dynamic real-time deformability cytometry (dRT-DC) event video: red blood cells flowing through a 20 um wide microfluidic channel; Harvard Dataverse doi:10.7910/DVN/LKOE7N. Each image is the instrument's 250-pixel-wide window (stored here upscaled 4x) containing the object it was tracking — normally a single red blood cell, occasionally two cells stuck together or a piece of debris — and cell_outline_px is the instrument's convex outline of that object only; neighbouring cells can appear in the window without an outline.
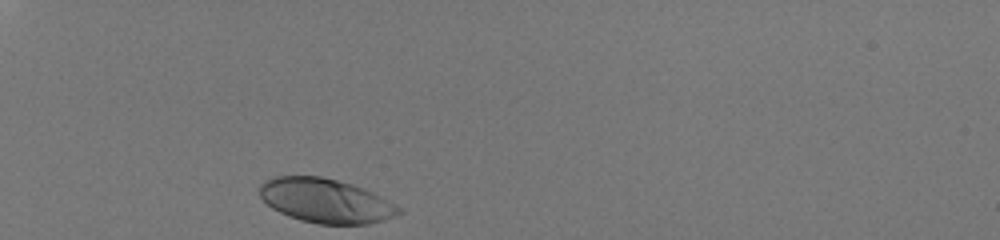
{"species": "human", "species_latin": "Homo sapiens", "temperature_condition": "room temperature", "stored_images_in_passage": 29, "camera_frame_rate_fps": 3000, "um_per_image_px": 0.085, "donor": {"sex": "male"}, "frame": {"image": 1, "passage_image": 1, "time_ms": 0.0, "image_size_px": [1000, 240], "cell_outline_px": [[404, 212], [396, 216], [384, 220], [368, 224], [316, 224], [300, 220], [288, 216], [272, 208], [260, 196], [260, 184], [276, 176], [320, 176], [352, 184], [364, 188], [396, 204]], "centroid_in_image_um": [27.72, 17.07], "position_along_channel_um": 57.3, "area_um2": 35.84}}
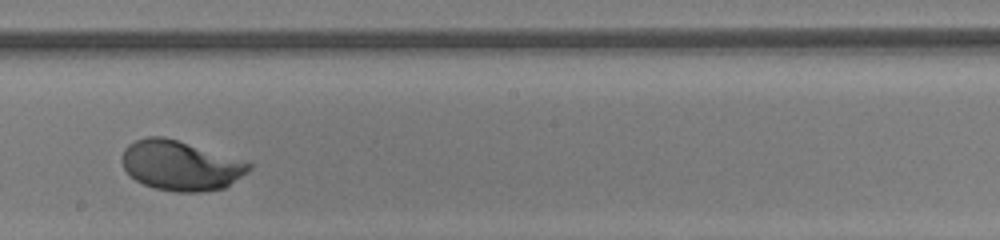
{"frame": {"image": 2, "passage_image": 17, "time_ms": 5.333, "image_size_px": [1000, 240], "cell_outline_px": [[252, 168], [248, 172], [224, 188], [200, 192], [176, 192], [156, 188], [144, 184], [136, 180], [124, 168], [120, 160], [120, 156], [124, 148], [128, 144], [136, 140], [148, 136], [164, 136], [248, 160], [252, 164]], "centroid_in_image_um": [15.38, 14.05], "position_along_channel_um": 232.8, "area_um2": 37.28}}
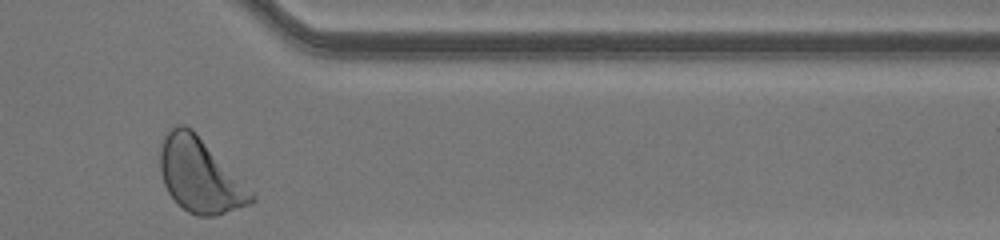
{"frame": {"image": 3, "passage_image": 29, "time_ms": 9.333, "image_size_px": [1000, 240], "cell_outline_px": [[256, 200], [252, 204], [212, 216], [196, 216], [188, 212], [176, 204], [168, 192], [164, 184], [160, 172], [160, 144], [164, 136], [176, 124], [184, 124], [192, 128], [196, 132], [256, 196]], "centroid_in_image_um": [16.96, 14.91], "position_along_channel_um": 394.4, "area_um2": 39.3}, "authors_computed_cell_mechanics": {"area_um2": 36.3562, "velocity_mm_per_s": 4.0674, "shape_relaxation_time_tau1_ms": 2.0226, "shape_relaxation_time_tau2_ms": null, "deformation_change_tau1": 0.1645, "deformation_change_tau2": null}}